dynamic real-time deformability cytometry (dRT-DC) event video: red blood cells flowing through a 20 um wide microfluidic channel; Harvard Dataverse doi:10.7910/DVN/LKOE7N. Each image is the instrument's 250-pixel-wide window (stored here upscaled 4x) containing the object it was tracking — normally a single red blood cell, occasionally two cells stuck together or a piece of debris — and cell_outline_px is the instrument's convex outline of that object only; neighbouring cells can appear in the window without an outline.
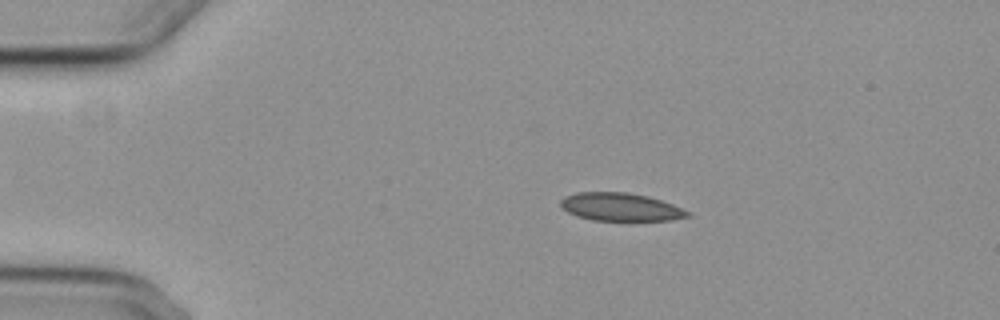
{"species": "common noctule bat (a hibernating species)", "species_latin": "Nyctalus noctula", "temperature_condition": "cold", "stored_images_in_passage": 6, "camera_frame_rate_fps": 3000, "um_per_image_px": 0.085, "animal": {"sex": "female", "body_mass_g": 29.2, "forearm_length_mm": 56.3}, "frame": {"image": 1, "passage_image": 2, "time_ms": 2.0, "image_size_px": [1000, 320], "cell_outline_px": [[692, 216], [672, 220], [592, 220], [576, 216], [568, 212], [560, 204], [560, 200], [564, 196], [576, 192], [628, 192], [648, 196], [672, 204], [692, 212]], "centroid_in_image_um": [52.76, 17.59], "position_along_channel_um": 32.2, "area_um2": 20.81}}
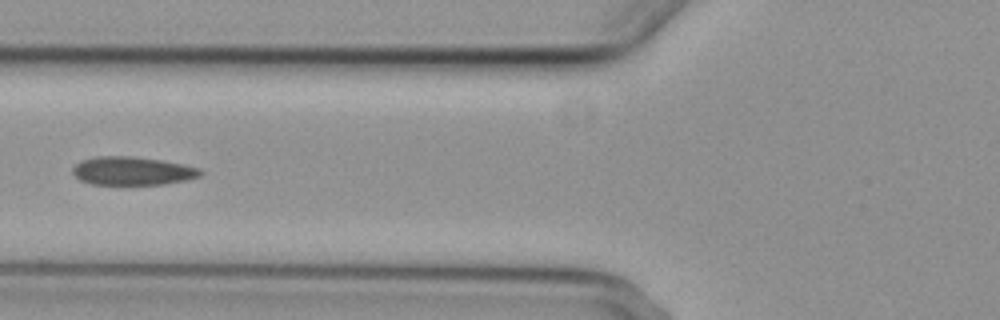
{"frame": {"image": 2, "passage_image": 5, "time_ms": 5.667, "image_size_px": [1000, 320], "cell_outline_px": [[204, 172], [200, 176], [188, 180], [164, 184], [92, 184], [80, 180], [72, 172], [72, 168], [76, 164], [84, 160], [96, 156], [128, 156], [160, 160], [184, 164], [200, 168]], "centroid_in_image_um": [11.29, 14.53], "position_along_channel_um": 114.5, "area_um2": 21.04}}
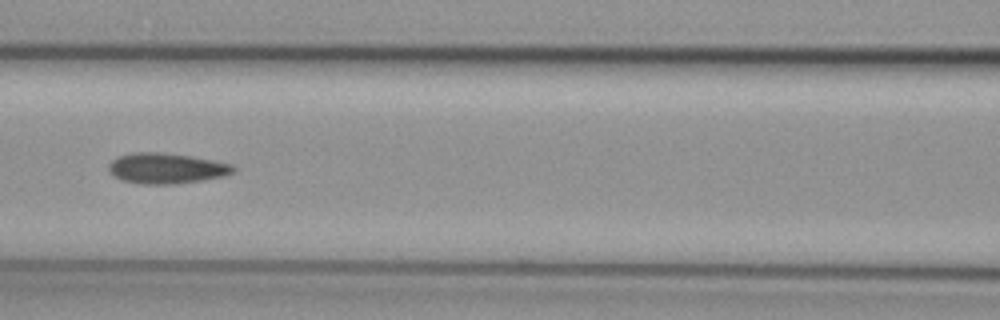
{"frame": {"image": 3, "passage_image": 6, "time_ms": 6.667, "image_size_px": [1000, 320], "cell_outline_px": [[236, 168], [232, 172], [224, 176], [204, 180], [176, 184], [140, 184], [120, 180], [108, 168], [108, 164], [112, 160], [120, 156], [132, 152], [160, 152], [192, 156], [232, 164]], "centroid_in_image_um": [14.15, 14.31], "position_along_channel_um": 152.5, "area_um2": 22.2}}